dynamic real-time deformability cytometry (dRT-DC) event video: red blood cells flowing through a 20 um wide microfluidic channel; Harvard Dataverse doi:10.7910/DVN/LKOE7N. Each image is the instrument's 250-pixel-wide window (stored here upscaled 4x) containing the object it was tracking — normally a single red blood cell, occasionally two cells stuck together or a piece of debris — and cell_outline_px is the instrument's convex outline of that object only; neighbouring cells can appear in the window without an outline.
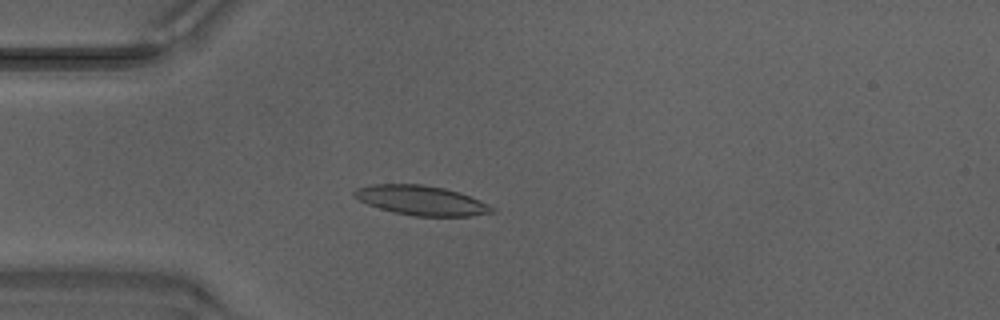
{"species": "Egyptian fruit bat (a non-hibernating species)", "species_latin": "Rousettus aegyptiacus", "temperature_condition": "warm", "stored_images_in_passage": 48, "camera_frame_rate_fps": 3000, "um_per_image_px": 0.085, "animal": {"sex": "male"}, "frame": {"image": 1, "passage_image": 13, "time_ms": 4.0, "image_size_px": [1000, 320], "cell_outline_px": [[496, 212], [468, 216], [412, 216], [392, 212], [368, 204], [352, 196], [352, 192], [356, 188], [372, 184], [424, 184], [444, 188], [460, 192], [488, 204], [496, 208]], "centroid_in_image_um": [35.81, 17.03], "position_along_channel_um": 49.2, "area_um2": 23.87}}
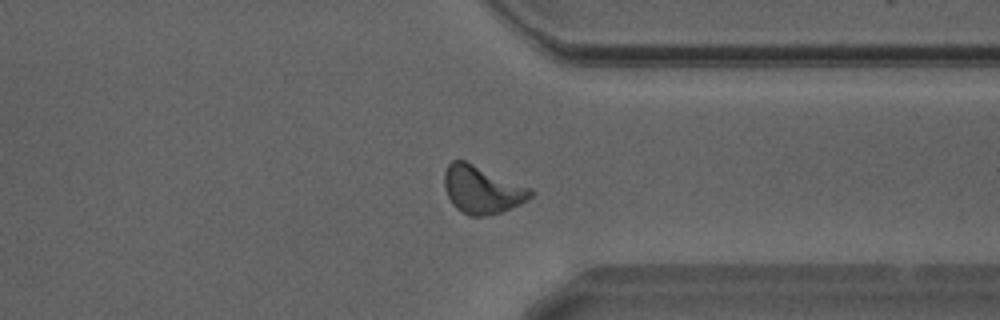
{"frame": {"image": 2, "passage_image": 37, "time_ms": 12.0, "image_size_px": [1000, 320], "cell_outline_px": [[532, 196], [528, 200], [520, 204], [500, 212], [484, 216], [468, 216], [456, 208], [452, 204], [444, 188], [444, 172], [448, 164], [452, 160], [464, 160], [532, 188]], "centroid_in_image_um": [40.95, 16.12], "position_along_channel_um": 370.4, "area_um2": 23.93}}
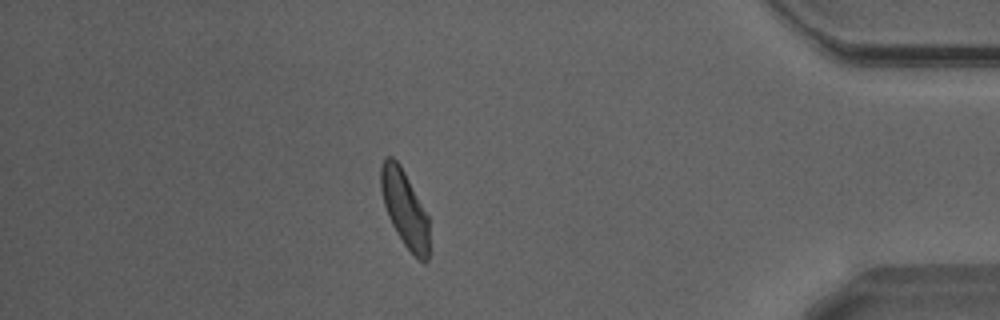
{"frame": {"image": 3, "passage_image": 42, "time_ms": 13.667, "image_size_px": [1000, 320], "cell_outline_px": [[428, 260], [420, 260], [404, 244], [392, 224], [388, 216], [384, 204], [380, 188], [380, 168], [384, 156], [392, 156], [400, 164], [428, 216]], "centroid_in_image_um": [34.36, 17.66], "position_along_channel_um": 400.8, "area_um2": 21.15}, "authors_computed_cell_mechanics": {"area_um2": 22.253, "velocity_mm_per_s": 4.1996, "shape_relaxation_time_tau1_ms": 2.8042, "shape_relaxation_time_tau2_ms": 2.3875, "deformation_change_tau1": 0.139, "deformation_change_tau2": 0.0753}}